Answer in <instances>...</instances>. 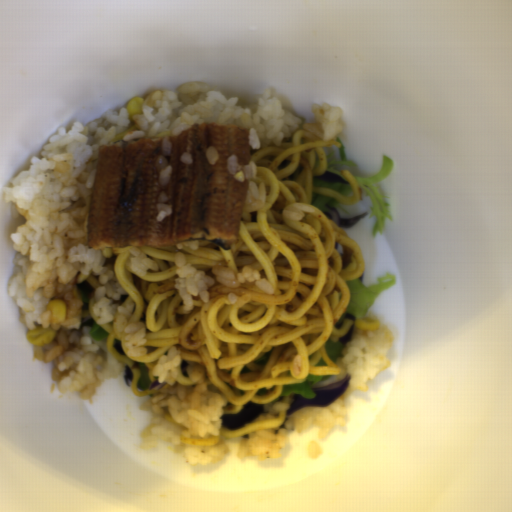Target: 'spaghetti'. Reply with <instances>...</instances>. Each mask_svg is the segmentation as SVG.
I'll return each mask as SVG.
<instances>
[{"mask_svg": "<svg viewBox=\"0 0 512 512\" xmlns=\"http://www.w3.org/2000/svg\"><path fill=\"white\" fill-rule=\"evenodd\" d=\"M324 146L341 147L336 139L323 140L318 123H304L281 145L250 147L249 163L255 162L257 177L248 179L259 189L264 183L265 205L255 212L243 210L238 225V241L227 244L198 240L197 249L176 243L167 247H139L159 270H146L137 276L129 268L130 246L100 249L102 266L111 268L126 293L118 305L133 312L128 322L145 326L144 354L129 356L124 331L114 322L101 324L93 312L97 273H78L73 279L86 282L92 289L88 311L105 332L106 353L126 364L132 371L130 387L139 398L161 395L160 390L139 391L141 370L147 367L149 381L157 376L153 369L161 356L173 347L181 362L201 365L209 392L226 402L223 415L239 413L247 404L265 405L275 400L283 386L304 382L309 375H339L342 370L329 357L326 342H337L352 326L338 320L350 301L345 281L356 280L365 270L364 254L336 223L312 205L313 193L332 197L345 204L361 199L357 181L347 169H341L351 196L326 187L312 186L314 177L327 168ZM294 203L310 206L315 212L299 221L282 215ZM183 253L197 270L214 277L216 265L240 271L251 266L270 281L275 289L269 295L252 284L209 288V303L192 297L195 307L182 308L175 289L157 290L165 279L175 276L174 254Z\"/></svg>", "mask_w": 512, "mask_h": 512, "instance_id": "obj_1", "label": "spaghetti"}, {"mask_svg": "<svg viewBox=\"0 0 512 512\" xmlns=\"http://www.w3.org/2000/svg\"><path fill=\"white\" fill-rule=\"evenodd\" d=\"M286 415V410H282L274 419H267L260 422H255L254 420L250 424L235 430H228L226 426H221L220 432L216 436L206 438H200L199 436L183 437L180 443L192 447L214 446L223 439L246 436L248 433L258 429L269 430L280 427L284 423Z\"/></svg>", "mask_w": 512, "mask_h": 512, "instance_id": "obj_2", "label": "spaghetti"}, {"mask_svg": "<svg viewBox=\"0 0 512 512\" xmlns=\"http://www.w3.org/2000/svg\"><path fill=\"white\" fill-rule=\"evenodd\" d=\"M178 384H180L181 386H185V387H192L194 386L196 383H193L190 379V377H184L182 372H181V363L180 365L177 367V375H176V378L175 380Z\"/></svg>", "mask_w": 512, "mask_h": 512, "instance_id": "obj_3", "label": "spaghetti"}]
</instances>
